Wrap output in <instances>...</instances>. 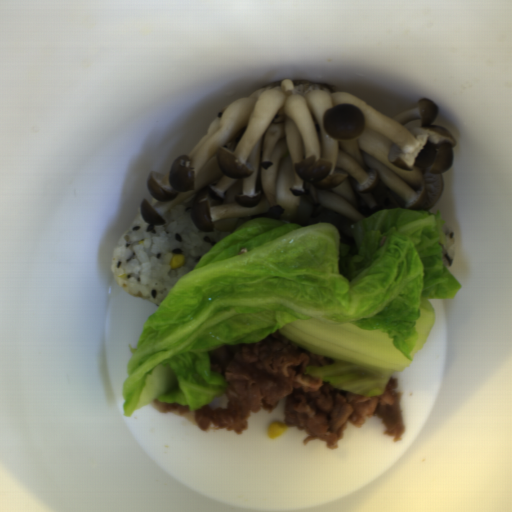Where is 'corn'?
Segmentation results:
<instances>
[{
	"instance_id": "corn-1",
	"label": "corn",
	"mask_w": 512,
	"mask_h": 512,
	"mask_svg": "<svg viewBox=\"0 0 512 512\" xmlns=\"http://www.w3.org/2000/svg\"><path fill=\"white\" fill-rule=\"evenodd\" d=\"M186 263L185 255L175 254L169 261V265L172 269L180 268Z\"/></svg>"
}]
</instances>
